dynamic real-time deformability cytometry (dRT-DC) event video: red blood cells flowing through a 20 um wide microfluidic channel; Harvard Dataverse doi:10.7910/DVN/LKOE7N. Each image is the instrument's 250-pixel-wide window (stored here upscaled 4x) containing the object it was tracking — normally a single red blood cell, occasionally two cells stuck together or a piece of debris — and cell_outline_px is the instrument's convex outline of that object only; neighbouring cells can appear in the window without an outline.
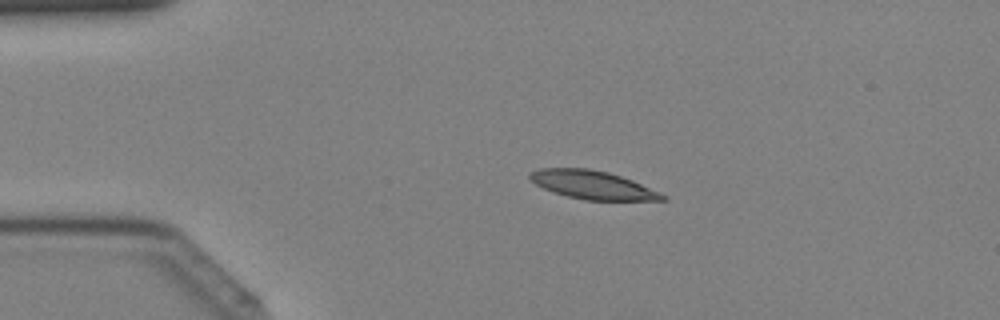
{"species": "Egyptian fruit bat (a non-hibernating species)", "species_latin": "Rousettus aegyptiacus", "temperature_condition": "cold", "stored_images_in_passage": 42, "camera_frame_rate_fps": 3000, "um_per_image_px": 0.085, "animal": {"sex": "female"}, "frame": {"image": 1, "passage_image": 9, "time_ms": 2.667, "image_size_px": [1000, 320], "cell_outline_px": [[668, 200], [584, 200], [568, 196], [544, 188], [536, 184], [528, 176], [528, 172], [540, 168], [588, 168], [608, 172], [632, 180], [660, 192], [668, 196]], "centroid_in_image_um": [50.39, 15.71], "position_along_channel_um": 34.6, "area_um2": 21.79}}
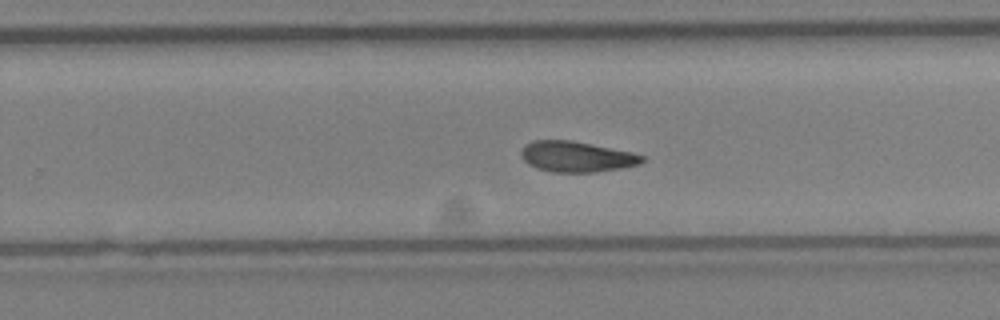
{"frame": {"image": 2, "passage_image": 27, "time_ms": 8.667, "image_size_px": [1000, 320], "cell_outline_px": [[644, 160], [640, 164], [620, 168], [592, 172], [552, 172], [536, 168], [528, 164], [520, 156], [520, 152], [524, 144], [532, 140], [572, 140], [632, 152], [644, 156]], "centroid_in_image_um": [48.96, 13.31], "position_along_channel_um": 280.8, "area_um2": 21.68}}
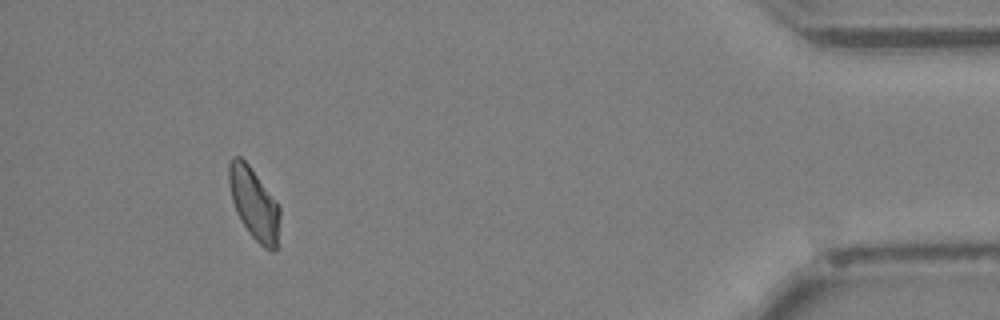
{"frame": {"image": 3, "passage_image": 39, "time_ms": 12.667, "image_size_px": [1000, 320], "cell_outline_px": [[280, 216], [276, 248], [272, 252], [264, 248], [248, 232], [240, 220], [236, 212], [232, 200], [228, 180], [228, 164], [232, 156], [240, 156], [248, 164], [276, 200], [280, 208]], "centroid_in_image_um": [21.58, 17.3], "position_along_channel_um": 413.6, "area_um2": 21.27}}